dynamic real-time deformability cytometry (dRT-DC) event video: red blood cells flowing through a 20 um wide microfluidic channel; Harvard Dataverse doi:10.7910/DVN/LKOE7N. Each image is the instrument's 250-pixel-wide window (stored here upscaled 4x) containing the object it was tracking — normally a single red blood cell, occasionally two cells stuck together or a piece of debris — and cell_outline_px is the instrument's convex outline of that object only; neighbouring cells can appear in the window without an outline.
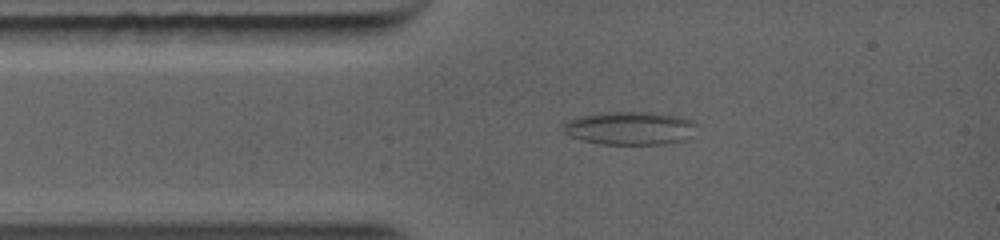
{"species": "common noctule bat (a hibernating species)", "species_latin": "Nyctalus noctula", "temperature_condition": "warm", "stored_images_in_passage": 75, "segment_of_instrument_passage": [1, 2], "camera_frame_rate_fps": 5000, "um_per_image_px": 0.085, "animal": {"sex": "female", "body_mass_g": 19.0, "forearm_length_mm": 56.7}, "frame": {"image": 1, "passage_image": 1, "time_ms": 0.0, "image_size_px": [1000, 240], "cell_outline_px": [[696, 124], [688, 136], [684, 140], [664, 144], [600, 144], [580, 140], [564, 132], [564, 124], [568, 120], [584, 116], [608, 112], [652, 112], [680, 116], [692, 120]], "centroid_in_image_um": [53.55, 10.9], "position_along_channel_um": 31.5, "area_um2": 25.49}}
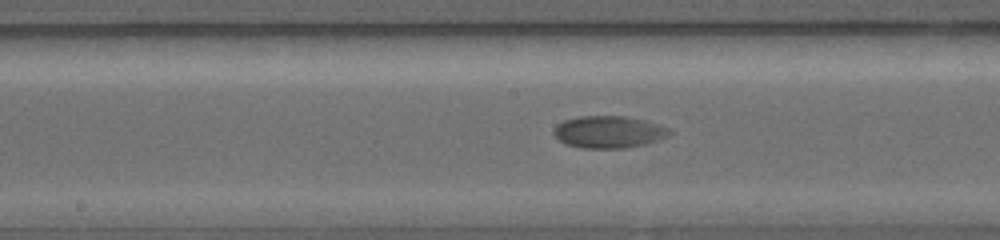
{"frame": {"image": 2, "passage_image": 29, "time_ms": 3.8, "image_size_px": [1000, 240], "cell_outline_px": [[672, 132], [668, 136], [660, 140], [644, 144], [624, 148], [580, 148], [564, 144], [552, 132], [552, 128], [556, 124], [564, 120], [580, 116], [624, 116], [644, 120], [668, 128]], "centroid_in_image_um": [51.7, 11.22], "position_along_channel_um": 196.5, "area_um2": 21.73}}
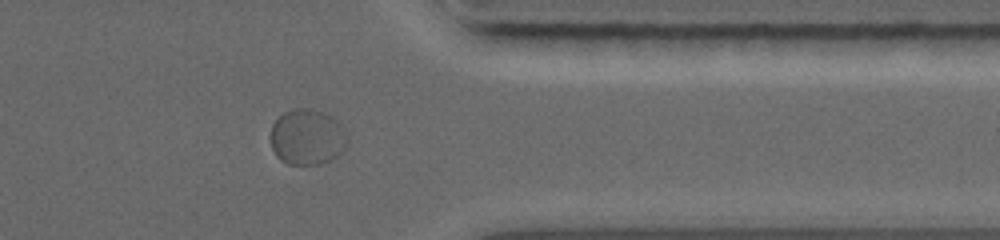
{"frame": {"image": 3, "passage_image": 56, "time_ms": 8.0, "image_size_px": [1000, 240], "cell_outline_px": [[348, 140], [344, 148], [332, 160], [320, 164], [288, 164], [280, 160], [276, 156], [272, 148], [272, 124], [284, 112], [292, 108], [308, 108], [324, 112], [332, 116], [344, 128]], "centroid_in_image_um": [26.12, 11.64], "position_along_channel_um": 385.3, "area_um2": 24.97}}